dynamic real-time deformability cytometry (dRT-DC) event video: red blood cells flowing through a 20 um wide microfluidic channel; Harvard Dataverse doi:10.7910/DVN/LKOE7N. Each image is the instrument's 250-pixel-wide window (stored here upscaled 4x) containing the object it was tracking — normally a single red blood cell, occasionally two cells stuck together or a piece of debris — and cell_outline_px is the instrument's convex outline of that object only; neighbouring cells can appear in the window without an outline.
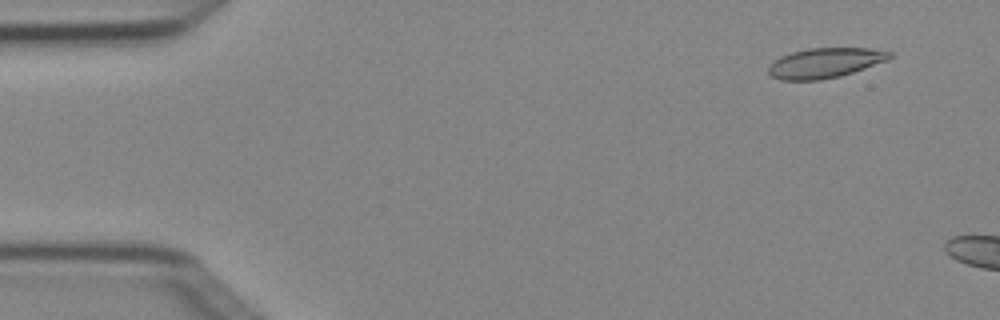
{"species": "Egyptian fruit bat (a non-hibernating species)", "species_latin": "Rousettus aegyptiacus", "temperature_condition": "cold", "stored_images_in_passage": 2, "camera_frame_rate_fps": 3000, "um_per_image_px": 0.085, "animal": {"sex": "female"}, "frame": {"image": 1, "passage_image": 1, "time_ms": 0.0, "image_size_px": [1000, 320], "cell_outline_px": [[892, 56], [888, 60], [840, 76], [820, 80], [780, 80], [772, 76], [768, 72], [768, 68], [772, 60], [780, 56], [792, 52], [808, 48], [868, 48], [892, 52]], "centroid_in_image_um": [70.09, 5.34], "position_along_channel_um": 14.9, "area_um2": 21.15}}